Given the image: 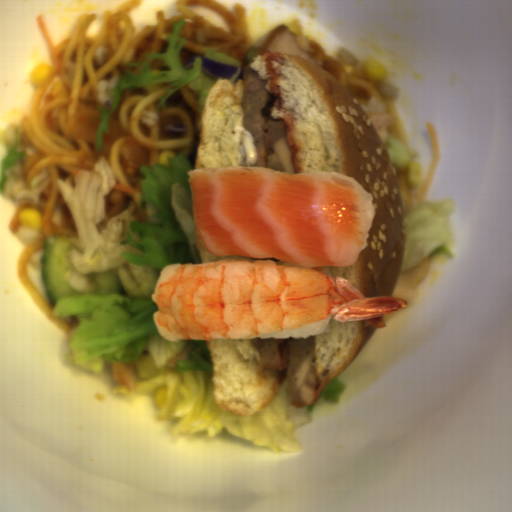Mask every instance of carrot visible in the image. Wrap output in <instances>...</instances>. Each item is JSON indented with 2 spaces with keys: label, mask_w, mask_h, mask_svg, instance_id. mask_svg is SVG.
Masks as SVG:
<instances>
[{
  "label": "carrot",
  "mask_w": 512,
  "mask_h": 512,
  "mask_svg": "<svg viewBox=\"0 0 512 512\" xmlns=\"http://www.w3.org/2000/svg\"><path fill=\"white\" fill-rule=\"evenodd\" d=\"M426 129L433 158L422 183H419L417 187H411L408 183V171L392 166L400 187L403 213L414 206L416 203L425 202L429 186L440 162L442 151L435 127L429 122L426 123Z\"/></svg>",
  "instance_id": "obj_1"
},
{
  "label": "carrot",
  "mask_w": 512,
  "mask_h": 512,
  "mask_svg": "<svg viewBox=\"0 0 512 512\" xmlns=\"http://www.w3.org/2000/svg\"><path fill=\"white\" fill-rule=\"evenodd\" d=\"M36 19H37V22L39 24L40 30L42 32L43 38L45 40V43H46L47 49L49 51L50 57L52 59L53 65L55 67V70H56V72H61V64L59 62V59H58L57 54H56V51L54 49V46L52 44V41H51L50 36H49V34L47 32V29L45 27V24L43 22V19H42L41 15L36 17Z\"/></svg>",
  "instance_id": "obj_2"
},
{
  "label": "carrot",
  "mask_w": 512,
  "mask_h": 512,
  "mask_svg": "<svg viewBox=\"0 0 512 512\" xmlns=\"http://www.w3.org/2000/svg\"><path fill=\"white\" fill-rule=\"evenodd\" d=\"M114 188H118V189L125 190V191H128V192H132V193H135V194H141L140 190L133 189V188H130V187H126V186H123V185H119V184H116V183H115Z\"/></svg>",
  "instance_id": "obj_3"
}]
</instances>
